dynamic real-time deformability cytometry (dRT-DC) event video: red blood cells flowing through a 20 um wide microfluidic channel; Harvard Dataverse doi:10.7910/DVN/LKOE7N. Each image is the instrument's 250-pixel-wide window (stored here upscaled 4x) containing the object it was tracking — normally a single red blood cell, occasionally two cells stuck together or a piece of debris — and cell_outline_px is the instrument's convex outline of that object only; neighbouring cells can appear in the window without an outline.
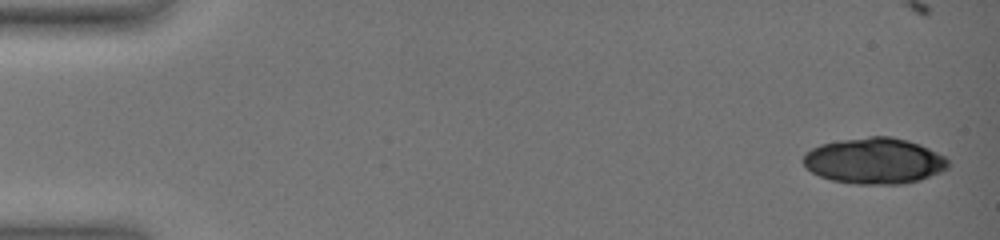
{"species": "common noctule bat (a hibernating species)", "species_latin": "Nyctalus noctula", "temperature_condition": "warm", "stored_images_in_passage": 28, "camera_frame_rate_fps": 3000, "um_per_image_px": 0.085, "animal": {"sex": "female", "body_mass_g": 19.0, "forearm_length_mm": 51.5}, "frame": {"image": 1, "passage_image": 1, "time_ms": 0.0, "image_size_px": [1000, 240], "cell_outline_px": [[948, 168], [940, 172], [920, 180], [904, 184], [856, 184], [832, 180], [820, 176], [804, 168], [804, 152], [820, 144], [840, 140], [868, 136], [888, 136], [908, 140], [920, 144], [944, 156], [948, 160]], "centroid_in_image_um": [74.31, 13.67], "position_along_channel_um": 10.7, "area_um2": 38.96}}
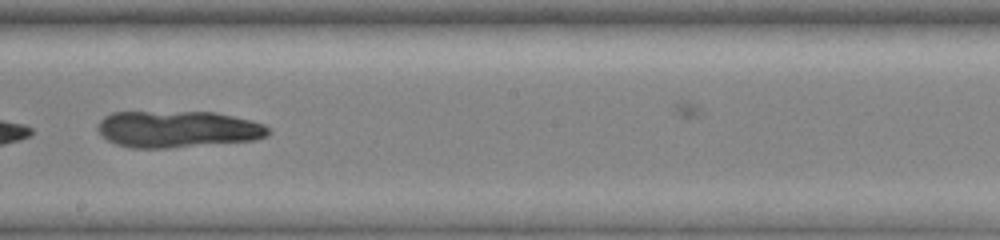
{"frame": {"image": 2, "passage_image": 22, "time_ms": 10.667, "image_size_px": [1000, 240], "cell_outline_px": [[272, 132], [268, 136], [256, 140], [168, 148], [128, 148], [116, 144], [100, 136], [96, 128], [96, 124], [104, 116], [112, 112], [216, 112], [252, 120], [264, 124], [272, 128]], "centroid_in_image_um": [15.11, 10.98], "position_along_channel_um": 233.1, "area_um2": 37.11}}